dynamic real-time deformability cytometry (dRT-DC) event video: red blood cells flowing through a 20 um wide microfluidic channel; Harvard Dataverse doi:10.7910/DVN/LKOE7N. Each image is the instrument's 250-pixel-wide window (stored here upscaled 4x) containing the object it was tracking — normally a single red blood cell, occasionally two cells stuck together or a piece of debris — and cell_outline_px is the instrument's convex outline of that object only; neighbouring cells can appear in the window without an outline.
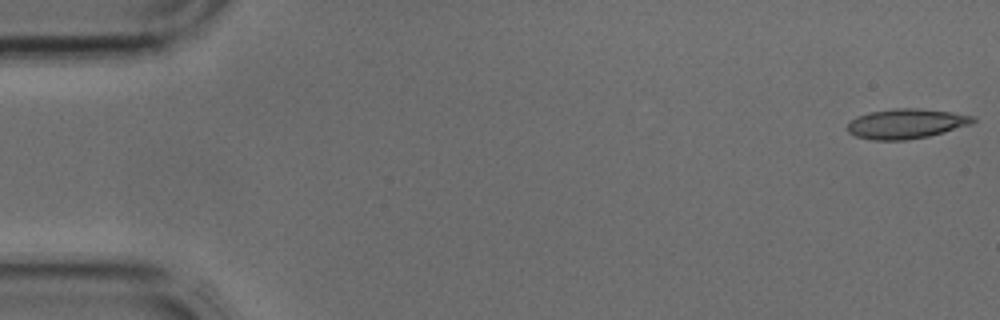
{"species": "common noctule bat (a hibernating species)", "species_latin": "Nyctalus noctula", "temperature_condition": "cold", "stored_images_in_passage": 41, "camera_frame_rate_fps": 3000, "um_per_image_px": 0.085, "animal": {"sex": "male", "body_mass_g": 17.9, "forearm_length_mm": 54.2}, "frame": {"image": 1, "passage_image": 1, "time_ms": 0.0, "image_size_px": [1000, 320], "cell_outline_px": [[976, 120], [972, 124], [944, 132], [928, 136], [904, 140], [872, 140], [856, 136], [848, 132], [848, 124], [856, 116], [868, 112], [892, 108], [916, 108], [952, 112], [976, 116]], "centroid_in_image_um": [77.04, 10.5], "position_along_channel_um": 8.0, "area_um2": 21.91}}
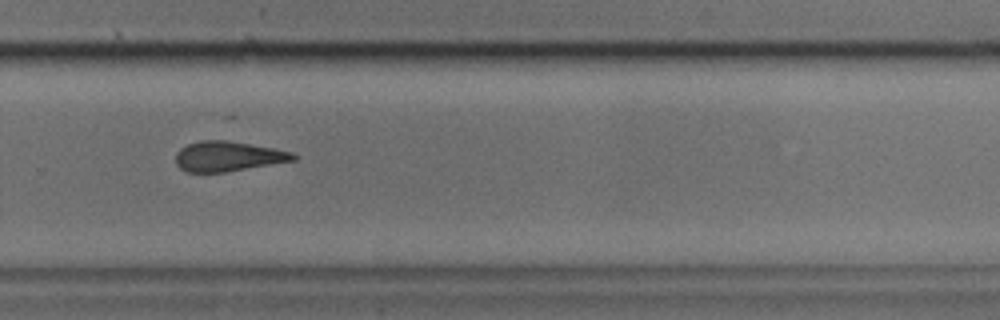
{"frame": {"image": 2, "passage_image": 28, "time_ms": 9.0, "image_size_px": [1000, 320], "cell_outline_px": [[300, 156], [296, 160], [224, 172], [188, 172], [180, 168], [176, 164], [176, 152], [180, 148], [188, 144], [200, 140], [224, 140], [272, 148], [292, 152]], "centroid_in_image_um": [19.37, 13.29], "position_along_channel_um": 310.4, "area_um2": 20.4}}
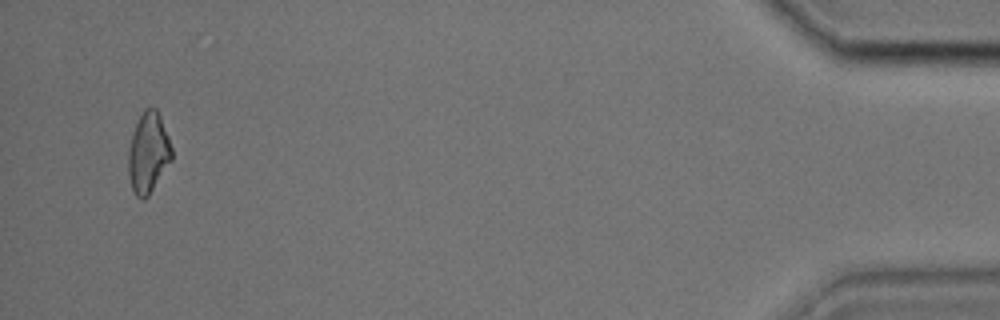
{"frame": {"image": 3, "passage_image": 40, "time_ms": 13.0, "image_size_px": [1000, 320], "cell_outline_px": [[172, 160], [148, 196], [144, 200], [140, 200], [136, 196], [132, 188], [128, 172], [128, 148], [136, 124], [144, 108], [156, 108], [160, 116], [168, 136], [172, 148]], "centroid_in_image_um": [12.6, 13.01], "position_along_channel_um": 422.6, "area_um2": 20.29}}